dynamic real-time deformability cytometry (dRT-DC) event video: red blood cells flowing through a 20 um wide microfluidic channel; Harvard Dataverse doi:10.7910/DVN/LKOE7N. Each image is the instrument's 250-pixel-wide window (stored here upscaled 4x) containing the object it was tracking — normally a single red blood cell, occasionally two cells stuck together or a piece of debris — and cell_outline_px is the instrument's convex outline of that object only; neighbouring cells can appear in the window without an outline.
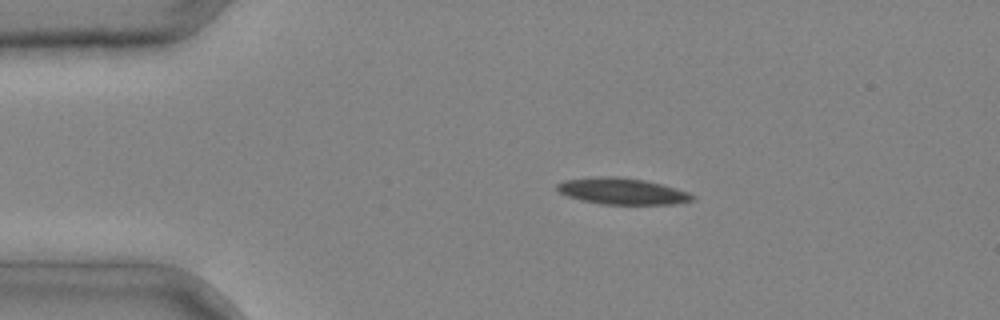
{"species": "common noctule bat (a hibernating species)", "species_latin": "Nyctalus noctula", "temperature_condition": "cold", "stored_images_in_passage": 3, "camera_frame_rate_fps": 3000, "um_per_image_px": 0.085, "animal": {"sex": "male", "body_mass_g": 20.4}, "frame": {"image": 1, "passage_image": 2, "time_ms": 0.333, "image_size_px": [1000, 320], "cell_outline_px": [[696, 200], [672, 204], [600, 204], [580, 200], [568, 196], [560, 192], [556, 188], [556, 184], [564, 180], [604, 176], [616, 176], [644, 180], [676, 188], [688, 192], [696, 196]], "centroid_in_image_um": [52.9, 16.26], "position_along_channel_um": 32.1, "area_um2": 20.75}}